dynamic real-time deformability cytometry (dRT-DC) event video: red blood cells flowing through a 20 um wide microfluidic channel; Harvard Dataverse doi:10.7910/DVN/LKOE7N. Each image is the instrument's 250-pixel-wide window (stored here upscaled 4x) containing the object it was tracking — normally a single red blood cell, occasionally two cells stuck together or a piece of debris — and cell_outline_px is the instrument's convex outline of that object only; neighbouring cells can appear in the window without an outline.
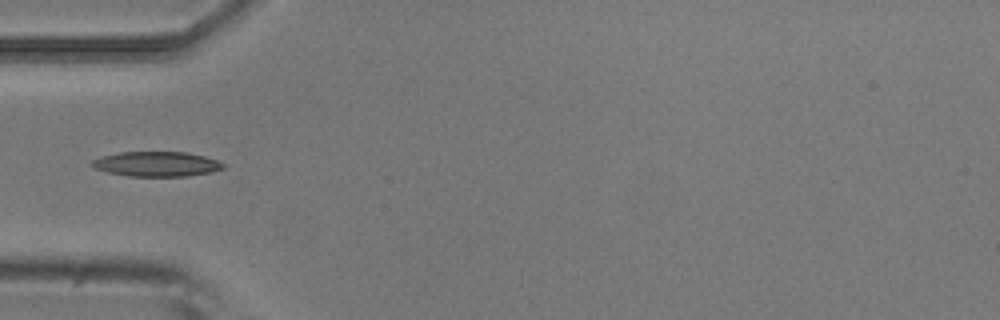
{"species": "common noctule bat (a hibernating species)", "species_latin": "Nyctalus noctula", "temperature_condition": "room temperature", "stored_images_in_passage": 5, "camera_frame_rate_fps": 3000, "um_per_image_px": 0.085, "animal": {"sex": "male", "body_mass_g": 20.5, "forearm_length_mm": 52.5}, "frame": {"image": 1, "passage_image": 5, "time_ms": 1.333, "image_size_px": [1000, 320], "cell_outline_px": [[224, 168], [212, 172], [188, 176], [128, 176], [108, 172], [96, 168], [88, 164], [92, 160], [100, 156], [120, 152], [188, 152], [204, 156], [216, 160], [224, 164]], "centroid_in_image_um": [13.29, 13.94], "position_along_channel_um": 71.7, "area_um2": 19.07}}